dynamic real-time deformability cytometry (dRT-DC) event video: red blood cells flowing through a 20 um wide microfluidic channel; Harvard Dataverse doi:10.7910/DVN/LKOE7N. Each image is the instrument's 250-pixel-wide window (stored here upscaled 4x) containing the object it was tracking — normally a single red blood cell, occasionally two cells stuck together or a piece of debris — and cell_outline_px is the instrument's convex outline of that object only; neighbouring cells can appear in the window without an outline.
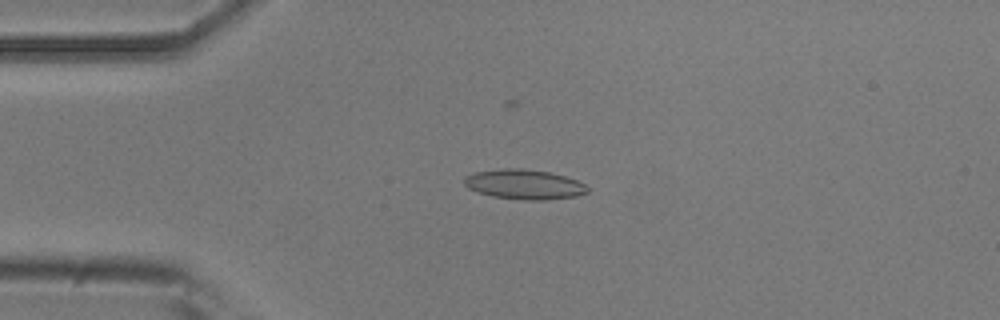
{"species": "common noctule bat (a hibernating species)", "species_latin": "Nyctalus noctula", "temperature_condition": "room temperature", "stored_images_in_passage": 34, "camera_frame_rate_fps": 3000, "um_per_image_px": 0.085, "animal": {"sex": "male", "body_mass_g": 20.5, "forearm_length_mm": 52.5}, "frame": {"image": 1, "passage_image": 5, "time_ms": 1.333, "image_size_px": [1000, 320], "cell_outline_px": [[588, 192], [576, 196], [548, 200], [524, 200], [492, 196], [468, 188], [464, 184], [464, 176], [476, 172], [504, 168], [524, 168], [548, 172], [564, 176], [576, 180], [584, 184], [588, 188]], "centroid_in_image_um": [44.56, 15.67], "position_along_channel_um": 40.4, "area_um2": 21.33}}
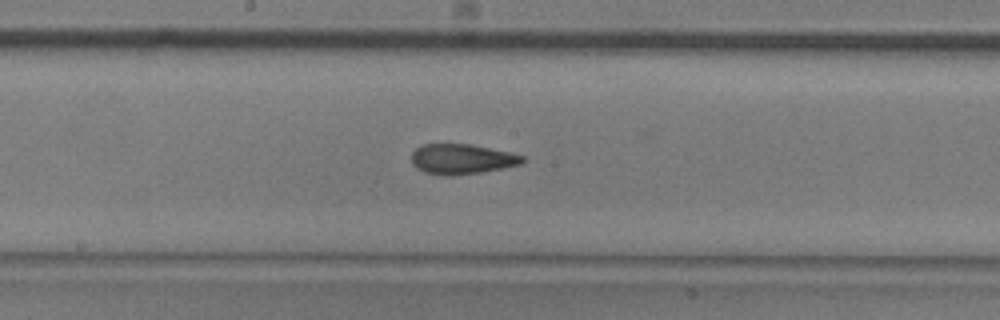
{"frame": {"image": 2, "passage_image": 20, "time_ms": 6.333, "image_size_px": [1000, 320], "cell_outline_px": [[524, 160], [520, 164], [480, 172], [452, 176], [444, 176], [424, 172], [416, 168], [412, 164], [412, 152], [416, 148], [424, 144], [468, 144], [512, 152], [524, 156]], "centroid_in_image_um": [39.22, 13.52], "position_along_channel_um": 209.0, "area_um2": 19.42}}
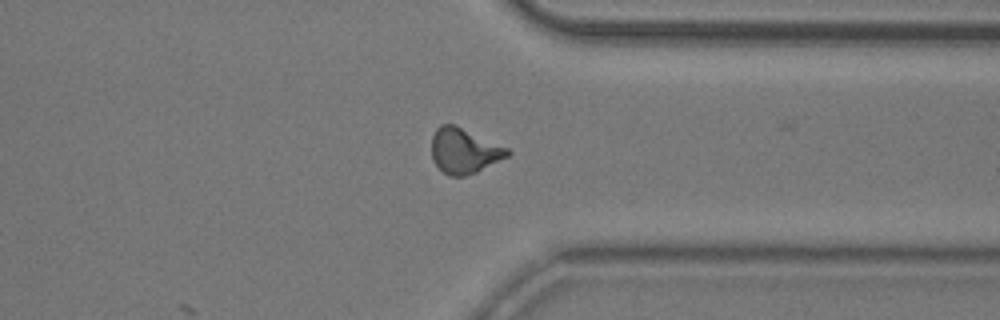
{"frame": {"image": 3, "passage_image": 33, "time_ms": 10.667, "image_size_px": [1000, 320], "cell_outline_px": [[512, 152], [508, 156], [476, 172], [464, 176], [448, 176], [440, 172], [432, 160], [432, 136], [436, 128], [440, 124], [456, 124], [508, 148]], "centroid_in_image_um": [39.42, 12.82], "position_along_channel_um": 372.0, "area_um2": 20.23}}